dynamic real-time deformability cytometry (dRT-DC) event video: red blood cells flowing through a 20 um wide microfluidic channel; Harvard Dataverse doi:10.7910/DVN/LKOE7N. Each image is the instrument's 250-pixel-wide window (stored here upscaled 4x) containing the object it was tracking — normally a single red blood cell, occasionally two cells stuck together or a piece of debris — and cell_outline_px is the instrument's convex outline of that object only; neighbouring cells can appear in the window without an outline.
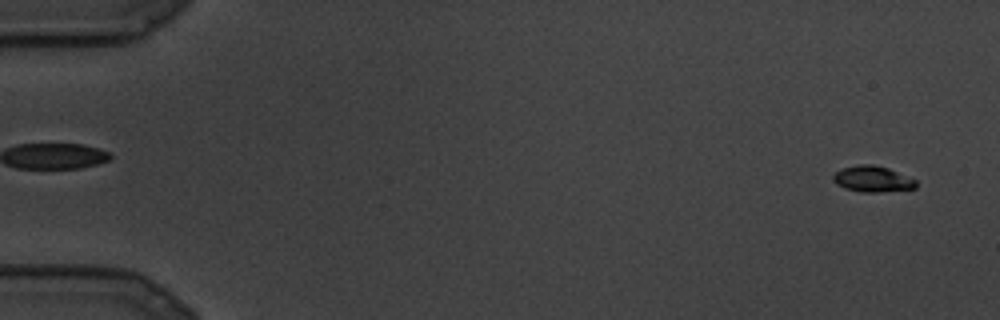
{"species": "common noctule bat (a hibernating species)", "species_latin": "Nyctalus noctula", "temperature_condition": "cold", "stored_images_in_passage": 27, "camera_frame_rate_fps": 3000, "um_per_image_px": 0.085, "animal": {"sex": "male", "body_mass_g": 19.5, "forearm_length_mm": 54.6}, "frame": {"image": 1, "passage_image": 1, "time_ms": 0.0, "image_size_px": [1000, 320], "cell_outline_px": [[916, 188], [880, 192], [860, 192], [844, 188], [836, 184], [832, 180], [832, 176], [840, 168], [860, 164], [872, 164], [888, 168], [916, 180]], "centroid_in_image_um": [74.12, 15.21], "position_along_channel_um": 10.9, "area_um2": 12.6}}
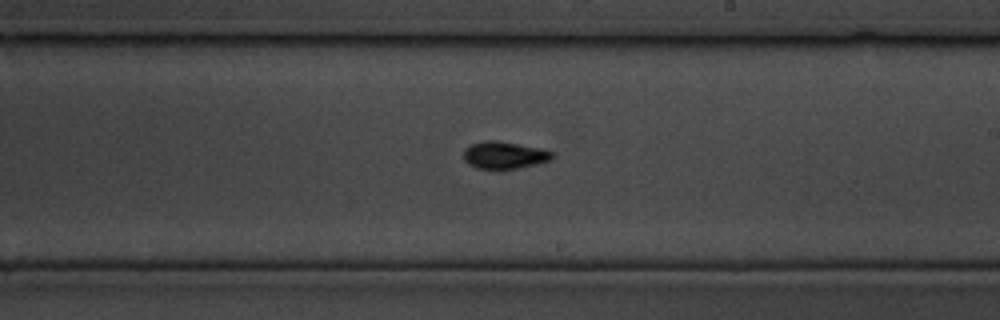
{"frame": {"image": 2, "passage_image": 16, "time_ms": 5.0, "image_size_px": [1000, 320], "cell_outline_px": [[552, 160], [536, 164], [516, 168], [476, 168], [468, 164], [464, 160], [464, 148], [472, 144], [484, 140], [496, 140], [540, 148], [552, 152]], "centroid_in_image_um": [42.84, 13.17], "position_along_channel_um": 246.2, "area_um2": 13.87}}
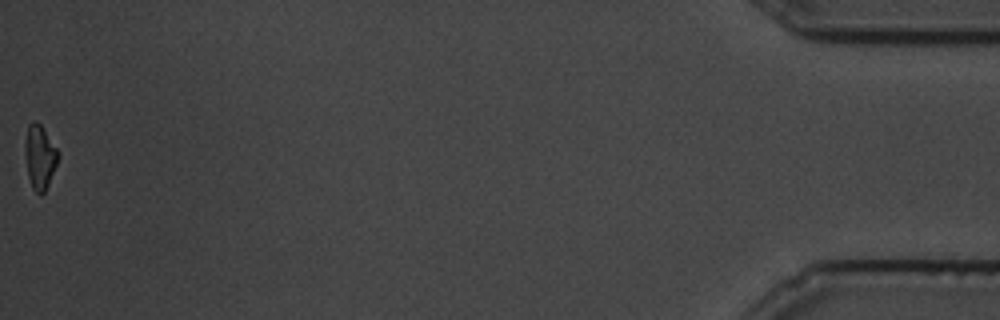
{"frame": {"image": 3, "passage_image": 27, "time_ms": 8.667, "image_size_px": [1000, 320], "cell_outline_px": [[60, 156], [48, 184], [44, 192], [40, 196], [32, 188], [28, 176], [24, 152], [24, 144], [28, 124], [32, 120], [36, 120], [40, 124], [60, 152]], "centroid_in_image_um": [3.37, 13.32], "position_along_channel_um": 431.8, "area_um2": 12.54}}